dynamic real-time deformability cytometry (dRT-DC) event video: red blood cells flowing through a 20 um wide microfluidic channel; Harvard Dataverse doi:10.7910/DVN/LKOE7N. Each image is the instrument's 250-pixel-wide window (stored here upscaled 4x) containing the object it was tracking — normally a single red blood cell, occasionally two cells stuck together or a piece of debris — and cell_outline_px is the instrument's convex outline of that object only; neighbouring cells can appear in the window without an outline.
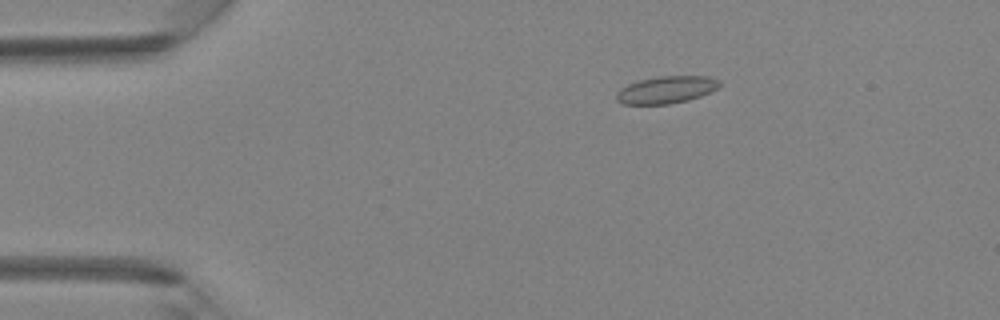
{"species": "Egyptian fruit bat (a non-hibernating species)", "species_latin": "Rousettus aegyptiacus", "temperature_condition": "room temperature", "stored_images_in_passage": 42, "camera_frame_rate_fps": 3000, "um_per_image_px": 0.085, "animal": {"sex": "female"}, "frame": {"image": 1, "passage_image": 8, "time_ms": 2.333, "image_size_px": [1000, 320], "cell_outline_px": [[720, 84], [716, 88], [700, 96], [688, 100], [668, 104], [620, 104], [616, 100], [616, 92], [620, 88], [628, 84], [640, 80], [656, 76], [708, 76], [720, 80]], "centroid_in_image_um": [56.59, 7.63], "position_along_channel_um": 28.4, "area_um2": 16.36}}
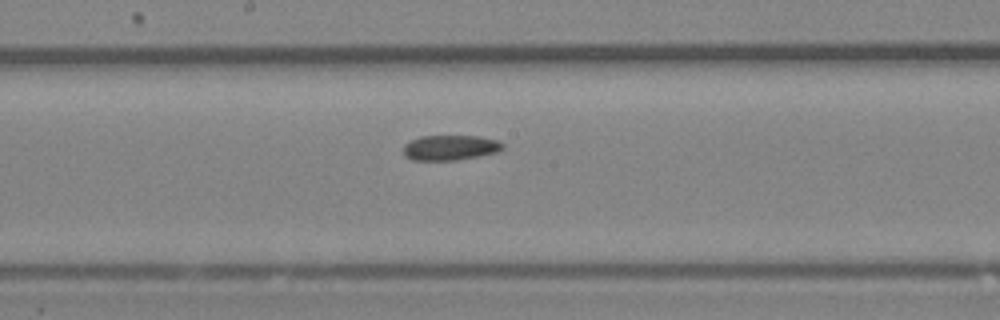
{"frame": {"image": 2, "passage_image": 23, "time_ms": 7.333, "image_size_px": [1000, 320], "cell_outline_px": [[504, 148], [496, 152], [456, 160], [412, 160], [404, 156], [404, 144], [420, 136], [476, 136], [500, 140], [504, 144]], "centroid_in_image_um": [38.27, 12.54], "position_along_channel_um": 209.9, "area_um2": 14.51}}
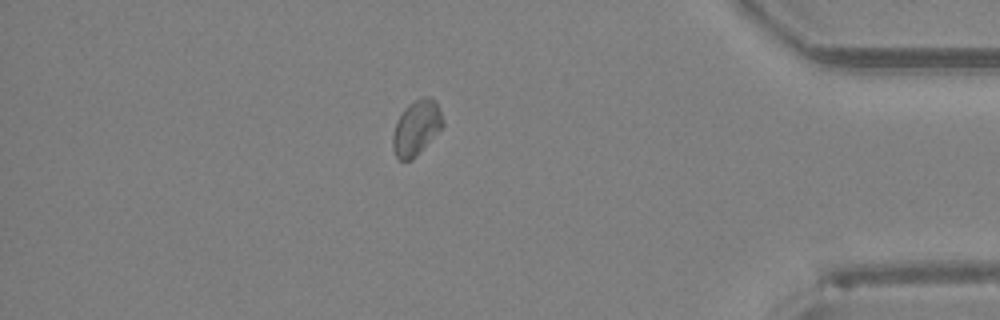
{"frame": {"image": 3, "passage_image": 37, "time_ms": 12.0, "image_size_px": [1000, 320], "cell_outline_px": [[444, 124], [416, 156], [412, 160], [400, 160], [396, 156], [392, 148], [392, 136], [396, 120], [404, 108], [412, 100], [420, 96], [428, 96], [436, 100], [440, 108], [444, 120]], "centroid_in_image_um": [35.38, 10.81], "position_along_channel_um": 399.8, "area_um2": 16.24}}